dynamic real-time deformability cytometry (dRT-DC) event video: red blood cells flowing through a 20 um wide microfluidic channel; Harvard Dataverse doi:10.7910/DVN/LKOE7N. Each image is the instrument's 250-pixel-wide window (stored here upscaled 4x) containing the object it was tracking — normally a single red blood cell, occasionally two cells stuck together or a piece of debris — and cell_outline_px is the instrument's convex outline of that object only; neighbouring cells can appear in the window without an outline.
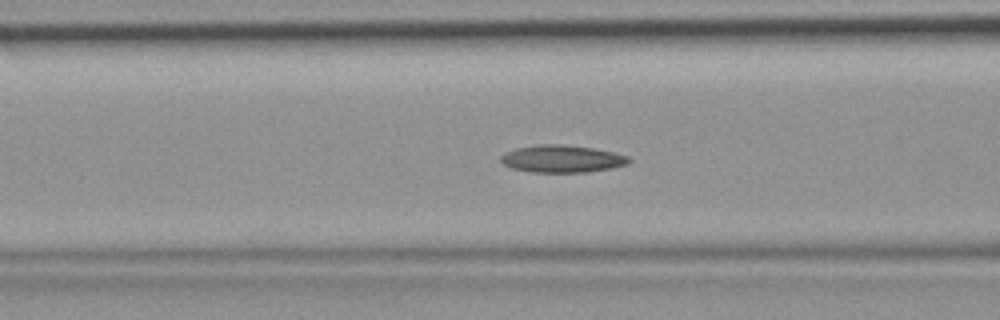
{"species": "common noctule bat (a hibernating species)", "species_latin": "Nyctalus noctula", "temperature_condition": "room temperature", "stored_images_in_passage": 47, "camera_frame_rate_fps": 3000, "um_per_image_px": 0.085, "animal": {"sex": "female", "body_mass_g": 19.9}, "frame": {"image": 1, "passage_image": 18, "time_ms": 5.667, "image_size_px": [1000, 320], "cell_outline_px": [[632, 160], [628, 164], [612, 168], [588, 172], [532, 172], [512, 168], [504, 164], [500, 160], [500, 156], [516, 148], [540, 144], [564, 144], [592, 148], [612, 152], [628, 156]], "centroid_in_image_um": [47.79, 13.5], "position_along_channel_um": 118.8, "area_um2": 20.35}}
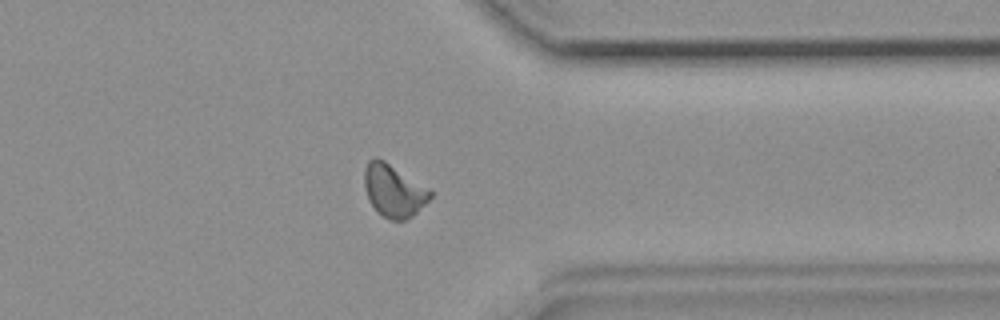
{"frame": {"image": 2, "passage_image": 37, "time_ms": 12.0, "image_size_px": [1000, 320], "cell_outline_px": [[432, 196], [412, 216], [404, 220], [392, 220], [376, 212], [368, 200], [364, 188], [364, 172], [368, 160], [376, 156], [384, 160], [432, 192]], "centroid_in_image_um": [33.4, 16.21], "position_along_channel_um": 378.0, "area_um2": 19.83}}
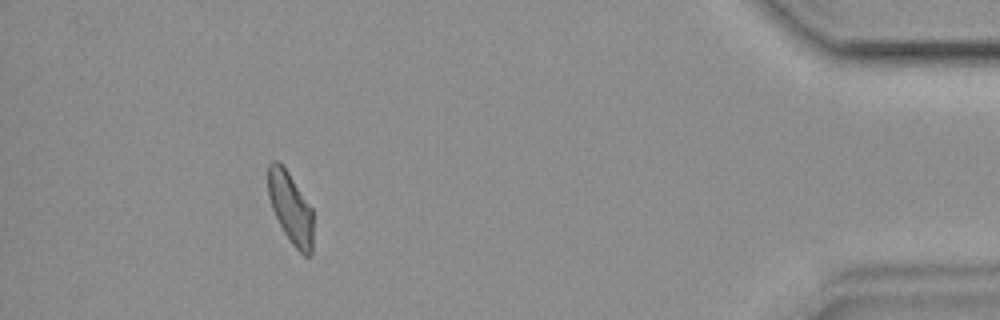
{"frame": {"image": 3, "passage_image": 43, "time_ms": 14.0, "image_size_px": [1000, 320], "cell_outline_px": [[312, 256], [304, 256], [292, 244], [284, 232], [272, 208], [268, 196], [268, 164], [272, 160], [276, 160], [288, 172], [312, 208]], "centroid_in_image_um": [24.7, 17.68], "position_along_channel_um": 410.5, "area_um2": 18.5}}